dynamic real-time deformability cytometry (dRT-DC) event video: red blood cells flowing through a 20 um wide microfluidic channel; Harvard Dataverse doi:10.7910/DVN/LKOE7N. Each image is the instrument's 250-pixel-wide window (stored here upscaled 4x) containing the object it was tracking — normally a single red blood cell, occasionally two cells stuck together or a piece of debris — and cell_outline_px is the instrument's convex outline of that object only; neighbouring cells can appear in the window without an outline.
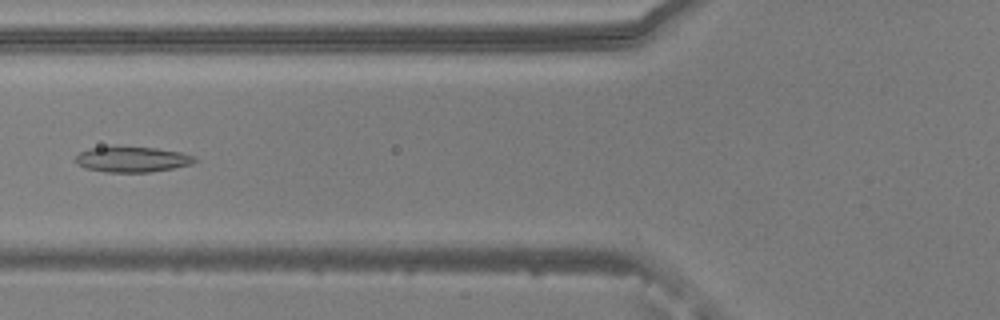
{"species": "common noctule bat (a hibernating species)", "species_latin": "Nyctalus noctula", "temperature_condition": "warm", "stored_images_in_passage": 14, "camera_frame_rate_fps": 3000, "um_per_image_px": 0.085, "animal": {"sex": "male", "body_mass_g": 20.5, "forearm_length_mm": 52.5}, "frame": {"image": 1, "passage_image": 2, "time_ms": 0.333, "image_size_px": [1000, 320], "cell_outline_px": [[196, 160], [192, 164], [172, 168], [148, 172], [108, 172], [84, 168], [76, 164], [76, 156], [80, 152], [88, 148], [156, 148], [180, 152], [196, 156]], "centroid_in_image_um": [11.24, 13.56], "position_along_channel_um": 114.6, "area_um2": 17.28}}
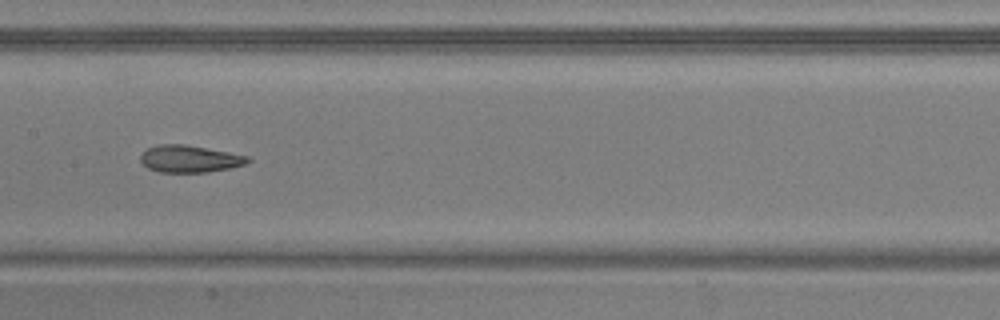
{"frame": {"image": 2, "passage_image": 8, "time_ms": 2.333, "image_size_px": [1000, 320], "cell_outline_px": [[252, 160], [244, 164], [232, 168], [208, 172], [160, 172], [148, 168], [140, 160], [140, 156], [148, 148], [160, 144], [184, 144], [228, 152], [248, 156]], "centroid_in_image_um": [16.14, 13.51], "position_along_channel_um": 191.3, "area_um2": 16.82}}
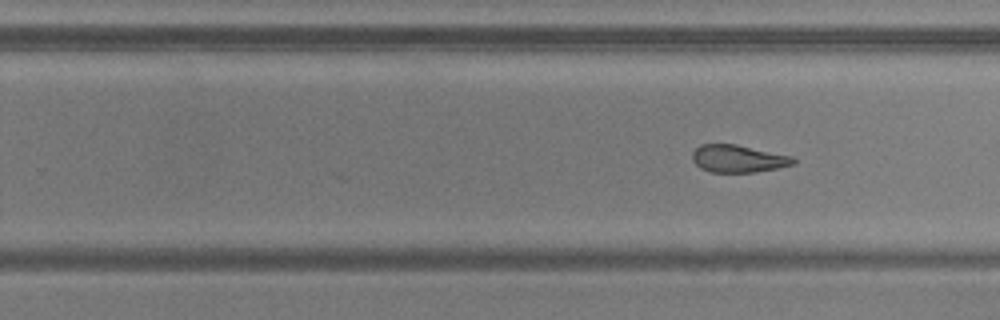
{"frame": {"image": 3, "passage_image": 14, "time_ms": 4.333, "image_size_px": [1000, 320], "cell_outline_px": [[796, 164], [780, 168], [756, 172], [712, 172], [700, 168], [692, 160], [692, 152], [700, 144], [736, 144], [792, 156], [796, 160]], "centroid_in_image_um": [62.76, 13.49], "position_along_channel_um": 267.0, "area_um2": 16.3}}